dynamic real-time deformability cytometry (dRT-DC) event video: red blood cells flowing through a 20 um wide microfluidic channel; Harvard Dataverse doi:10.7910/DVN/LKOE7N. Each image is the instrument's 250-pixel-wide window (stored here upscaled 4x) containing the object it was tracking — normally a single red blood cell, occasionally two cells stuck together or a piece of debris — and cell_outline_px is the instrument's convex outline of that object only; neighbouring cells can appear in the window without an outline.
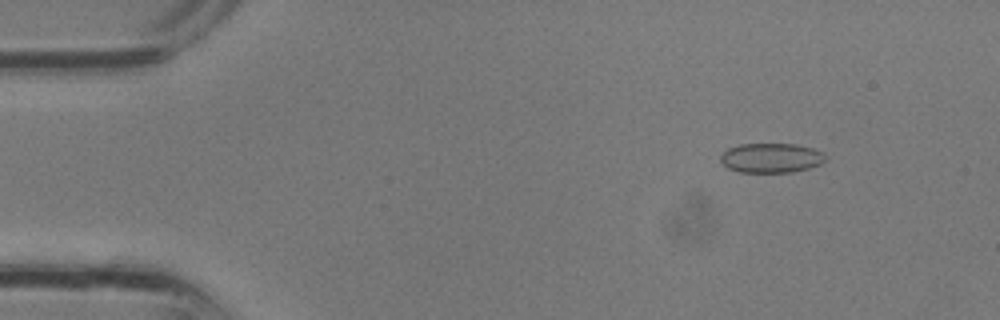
{"species": "common noctule bat (a hibernating species)", "species_latin": "Nyctalus noctula", "temperature_condition": "room temperature", "stored_images_in_passage": 10, "camera_frame_rate_fps": 3000, "um_per_image_px": 0.085, "animal": {"sex": "male", "body_mass_g": 13.3}, "frame": {"image": 1, "passage_image": 4, "time_ms": 1.0, "image_size_px": [1000, 320], "cell_outline_px": [[828, 160], [820, 164], [808, 168], [792, 172], [740, 172], [728, 168], [720, 160], [720, 156], [728, 148], [740, 144], [796, 144], [812, 148], [824, 152], [828, 156]], "centroid_in_image_um": [65.6, 13.42], "position_along_channel_um": 19.4, "area_um2": 18.21}}
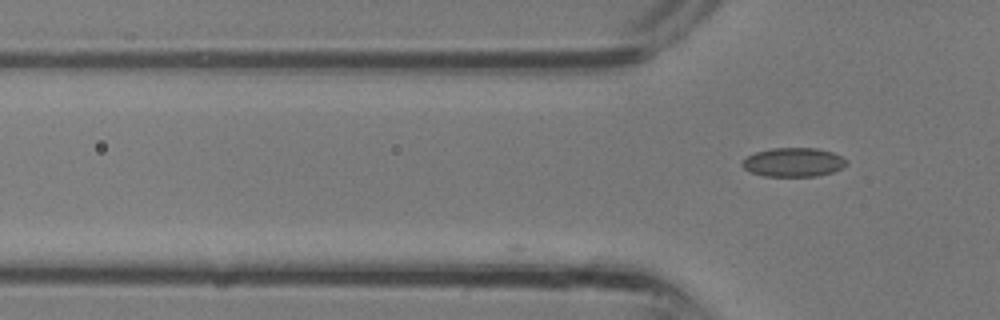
{"frame": {"image": 2, "passage_image": 10, "time_ms": 3.0, "image_size_px": [1000, 320], "cell_outline_px": [[848, 164], [844, 168], [832, 172], [816, 176], [764, 176], [752, 172], [744, 168], [740, 164], [748, 156], [756, 152], [772, 148], [816, 148], [832, 152], [848, 160]], "centroid_in_image_um": [67.48, 13.79], "position_along_channel_um": 58.3, "area_um2": 17.57}}